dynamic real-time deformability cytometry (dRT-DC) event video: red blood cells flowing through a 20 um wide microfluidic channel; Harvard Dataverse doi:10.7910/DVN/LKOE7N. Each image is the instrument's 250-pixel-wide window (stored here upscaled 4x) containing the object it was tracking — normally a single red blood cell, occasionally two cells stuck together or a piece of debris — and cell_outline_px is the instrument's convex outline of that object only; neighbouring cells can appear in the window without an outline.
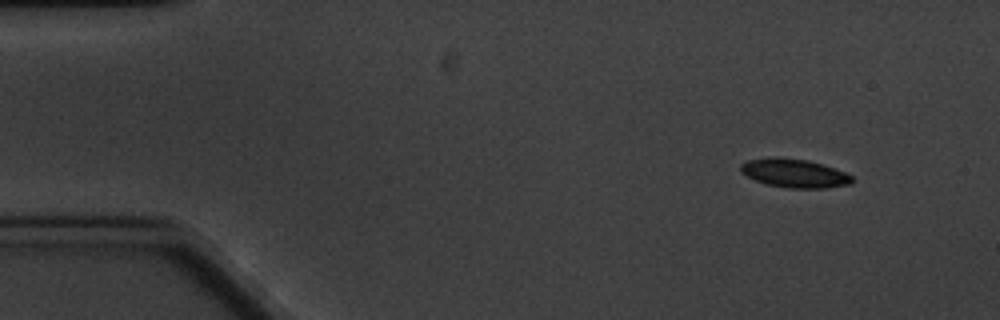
{"species": "common noctule bat (a hibernating species)", "species_latin": "Nyctalus noctula", "temperature_condition": "cold", "stored_images_in_passage": 10, "camera_frame_rate_fps": 3000, "um_per_image_px": 0.085, "animal": {"sex": "male", "body_mass_g": 20.1, "forearm_length_mm": 53.5}, "frame": {"image": 1, "passage_image": 1, "time_ms": 0.0, "image_size_px": [1000, 320], "cell_outline_px": [[852, 180], [848, 184], [828, 188], [788, 188], [764, 184], [740, 172], [740, 164], [748, 160], [768, 156], [776, 156], [808, 160], [844, 172], [852, 176]], "centroid_in_image_um": [67.45, 14.71], "position_along_channel_um": 17.5, "area_um2": 18.61}}
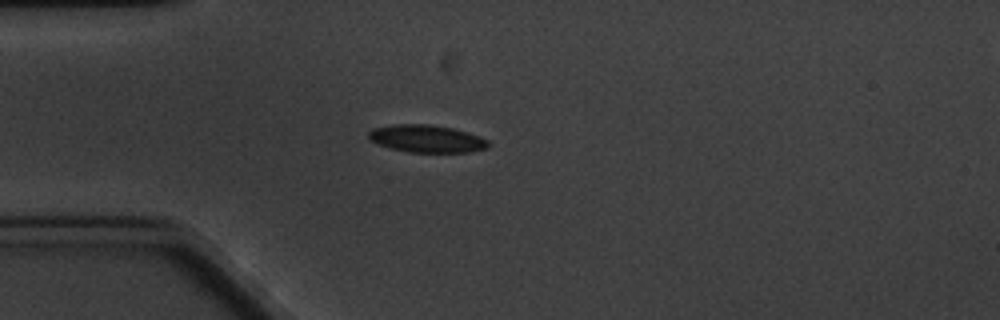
{"frame": {"image": 2, "passage_image": 4, "time_ms": 3.333, "image_size_px": [1000, 320], "cell_outline_px": [[488, 148], [468, 152], [408, 152], [388, 148], [368, 140], [368, 132], [372, 128], [396, 124], [428, 124], [452, 128], [488, 140]], "centroid_in_image_um": [36.19, 11.79], "position_along_channel_um": 48.8, "area_um2": 19.07}}
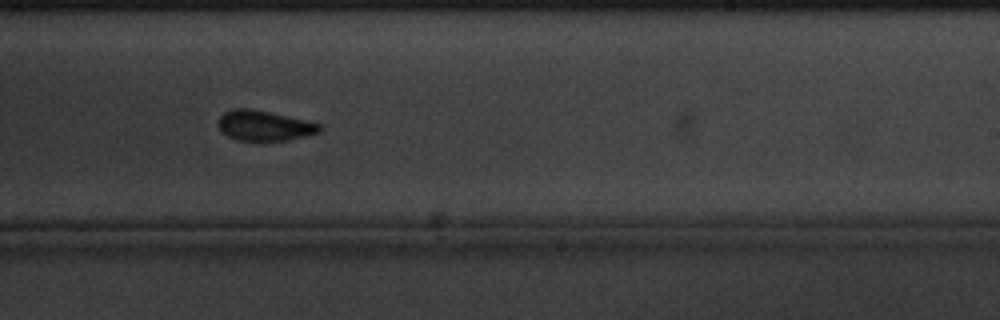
{"frame": {"image": 3, "passage_image": 10, "time_ms": 10.333, "image_size_px": [1000, 320], "cell_outline_px": [[320, 132], [304, 136], [284, 140], [256, 144], [236, 140], [220, 132], [216, 124], [216, 120], [224, 112], [236, 108], [252, 108], [320, 124]], "centroid_in_image_um": [22.34, 10.72], "position_along_channel_um": 266.7, "area_um2": 18.38}}